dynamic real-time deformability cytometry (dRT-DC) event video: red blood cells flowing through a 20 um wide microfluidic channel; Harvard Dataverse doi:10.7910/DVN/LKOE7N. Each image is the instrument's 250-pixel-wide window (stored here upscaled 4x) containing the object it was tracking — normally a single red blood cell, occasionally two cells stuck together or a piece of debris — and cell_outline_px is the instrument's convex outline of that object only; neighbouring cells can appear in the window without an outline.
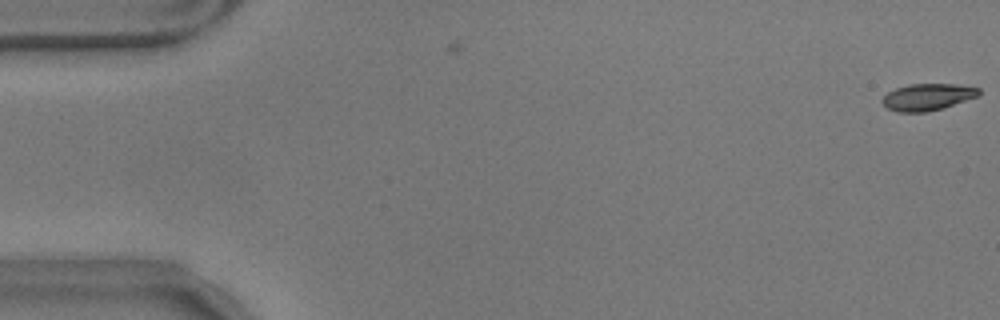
{"species": "common noctule bat (a hibernating species)", "species_latin": "Nyctalus noctula", "temperature_condition": "warm", "stored_images_in_passage": 3, "camera_frame_rate_fps": 3000, "um_per_image_px": 0.085, "animal": {"sex": "male", "body_mass_g": 17.9}, "frame": {"image": 1, "passage_image": 3, "time_ms": 0.667, "image_size_px": [1000, 320], "cell_outline_px": [[980, 96], [944, 108], [928, 112], [896, 112], [888, 108], [880, 100], [888, 92], [896, 88], [908, 84], [956, 84], [980, 88]], "centroid_in_image_um": [78.87, 8.25], "position_along_channel_um": 6.1, "area_um2": 15.26}}